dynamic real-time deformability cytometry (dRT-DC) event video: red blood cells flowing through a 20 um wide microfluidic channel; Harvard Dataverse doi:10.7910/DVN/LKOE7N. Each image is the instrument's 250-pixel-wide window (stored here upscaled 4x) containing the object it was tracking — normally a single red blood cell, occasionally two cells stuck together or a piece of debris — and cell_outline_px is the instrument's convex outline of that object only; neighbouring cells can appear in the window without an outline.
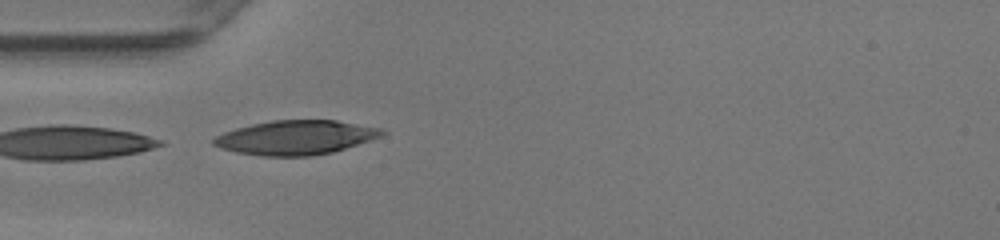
{"species": "human", "species_latin": "Homo sapiens", "temperature_condition": "warm", "stored_images_in_passage": 9, "camera_frame_rate_fps": 3000, "um_per_image_px": 0.085, "donor": {"sex": "female"}, "frame": {"image": 1, "passage_image": 3, "time_ms": 0.667, "image_size_px": [1000, 240], "cell_outline_px": [[388, 132], [380, 136], [332, 152], [312, 156], [260, 156], [236, 152], [220, 148], [212, 144], [212, 140], [216, 136], [224, 132], [236, 128], [252, 124], [272, 120], [336, 120], [384, 128]], "centroid_in_image_um": [25.13, 11.68], "position_along_channel_um": 59.9, "area_um2": 33.58}}
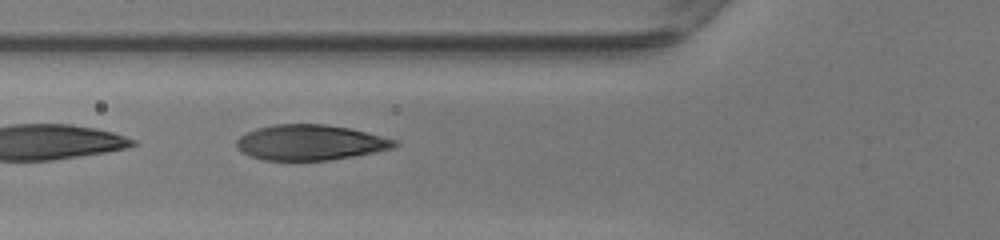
{"frame": {"image": 2, "passage_image": 6, "time_ms": 1.667, "image_size_px": [1000, 240], "cell_outline_px": [[400, 144], [396, 148], [376, 152], [328, 160], [264, 160], [248, 156], [240, 152], [236, 148], [236, 140], [240, 136], [256, 128], [272, 124], [324, 124], [348, 128], [396, 140]], "centroid_in_image_um": [26.33, 12.11], "position_along_channel_um": 99.5, "area_um2": 32.66}}